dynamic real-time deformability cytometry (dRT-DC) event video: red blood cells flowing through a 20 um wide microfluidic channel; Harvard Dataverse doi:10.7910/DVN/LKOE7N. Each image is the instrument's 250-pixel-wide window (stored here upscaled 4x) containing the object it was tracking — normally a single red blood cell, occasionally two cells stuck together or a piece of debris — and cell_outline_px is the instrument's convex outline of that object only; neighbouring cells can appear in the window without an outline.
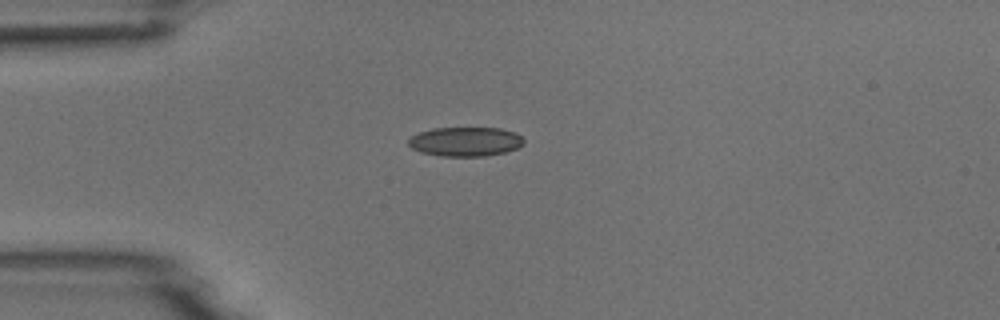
{"species": "common noctule bat (a hibernating species)", "species_latin": "Nyctalus noctula", "temperature_condition": "room temperature", "stored_images_in_passage": 6, "camera_frame_rate_fps": 3000, "um_per_image_px": 0.085, "animal": {"sex": "male", "body_mass_g": 18.8}, "frame": {"image": 1, "passage_image": 3, "time_ms": 2.333, "image_size_px": [1000, 320], "cell_outline_px": [[524, 144], [520, 148], [504, 152], [484, 156], [440, 156], [420, 152], [412, 148], [408, 144], [408, 140], [412, 136], [420, 132], [432, 128], [500, 128], [516, 132], [524, 140]], "centroid_in_image_um": [39.58, 12.04], "position_along_channel_um": 45.4, "area_um2": 19.77}}
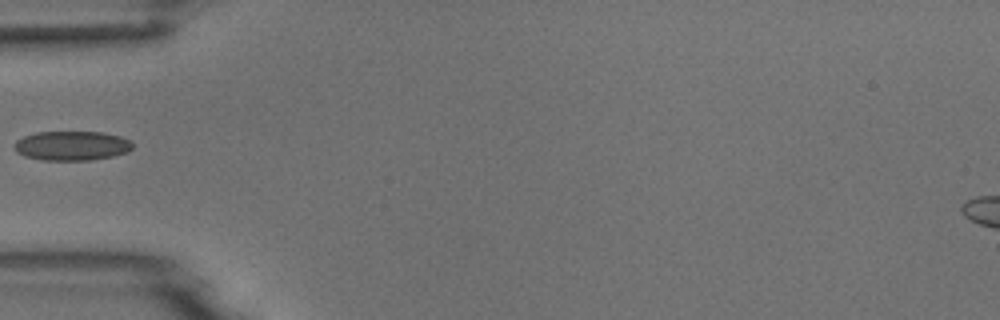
{"frame": {"image": 2, "passage_image": 4, "time_ms": 3.667, "image_size_px": [1000, 320], "cell_outline_px": [[132, 148], [128, 152], [112, 156], [88, 160], [44, 160], [24, 156], [16, 152], [12, 144], [16, 140], [24, 136], [36, 132], [100, 132], [120, 136], [128, 140], [132, 144]], "centroid_in_image_um": [6.05, 12.38], "position_along_channel_um": 78.9, "area_um2": 20.23}}